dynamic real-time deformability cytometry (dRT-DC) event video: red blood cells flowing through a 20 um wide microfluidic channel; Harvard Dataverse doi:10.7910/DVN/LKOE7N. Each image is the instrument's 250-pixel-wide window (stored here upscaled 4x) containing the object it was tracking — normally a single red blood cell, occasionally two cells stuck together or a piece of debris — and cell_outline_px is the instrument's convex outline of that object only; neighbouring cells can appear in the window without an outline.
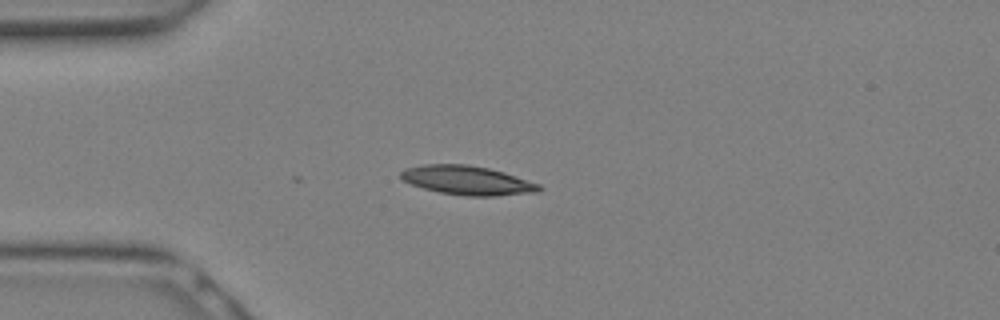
{"species": "Egyptian fruit bat (a non-hibernating species)", "species_latin": "Rousettus aegyptiacus", "temperature_condition": "warm", "stored_images_in_passage": 10, "camera_frame_rate_fps": 3000, "um_per_image_px": 0.085, "animal": {"sex": "female"}, "frame": {"image": 1, "passage_image": 7, "time_ms": 2.0, "image_size_px": [1000, 320], "cell_outline_px": [[544, 188], [540, 192], [496, 196], [468, 196], [440, 192], [424, 188], [412, 184], [404, 180], [400, 176], [400, 172], [404, 168], [424, 164], [468, 164], [488, 168], [504, 172], [540, 184]], "centroid_in_image_um": [39.76, 15.33], "position_along_channel_um": 45.2, "area_um2": 23.47}}
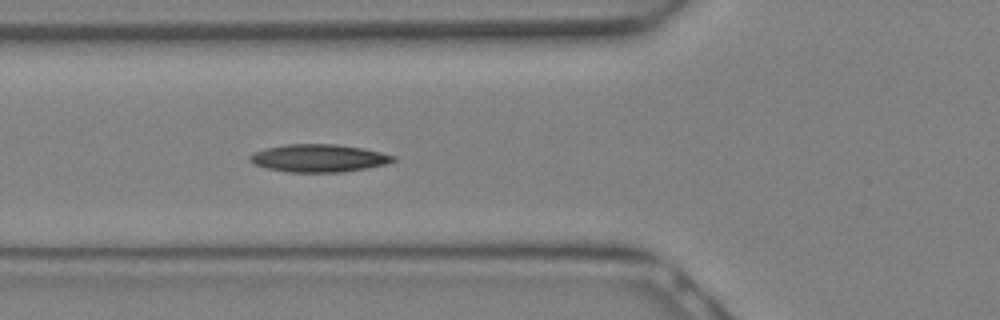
{"frame": {"image": 2, "passage_image": 10, "time_ms": 3.0, "image_size_px": [1000, 320], "cell_outline_px": [[396, 160], [384, 164], [344, 172], [288, 172], [268, 168], [252, 164], [248, 160], [248, 156], [264, 148], [288, 144], [336, 144], [360, 148], [380, 152], [396, 156]], "centroid_in_image_um": [27.05, 13.44], "position_along_channel_um": 98.8, "area_um2": 23.0}}